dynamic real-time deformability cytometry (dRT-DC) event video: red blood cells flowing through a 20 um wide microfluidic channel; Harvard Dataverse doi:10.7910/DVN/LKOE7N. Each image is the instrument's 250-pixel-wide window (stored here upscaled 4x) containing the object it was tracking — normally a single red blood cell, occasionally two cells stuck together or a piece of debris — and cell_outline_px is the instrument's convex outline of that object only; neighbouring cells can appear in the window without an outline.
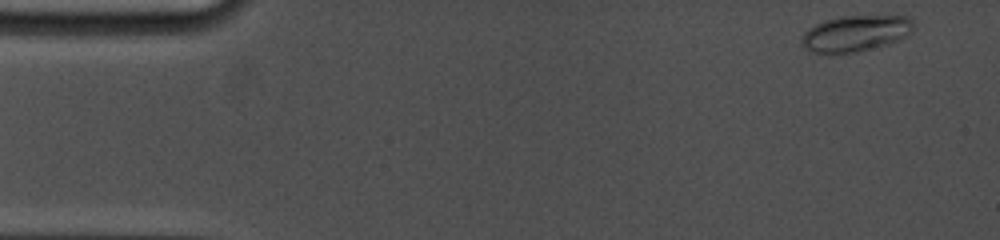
{"species": "common noctule bat (a hibernating species)", "species_latin": "Nyctalus noctula", "temperature_condition": "cold", "stored_images_in_passage": 52, "camera_frame_rate_fps": 5000, "um_per_image_px": 0.085, "animal": {"sex": "female", "body_mass_g": 19.0, "forearm_length_mm": 53.3}, "frame": {"image": 1, "passage_image": 1, "time_ms": 0.0, "image_size_px": [1000, 240], "cell_outline_px": [[916, 28], [908, 36], [888, 44], [856, 52], [812, 52], [804, 48], [800, 44], [800, 36], [808, 28], [824, 20], [836, 16], [908, 16], [912, 20]], "centroid_in_image_um": [72.73, 2.82], "position_along_channel_um": 12.3, "area_um2": 23.76}}
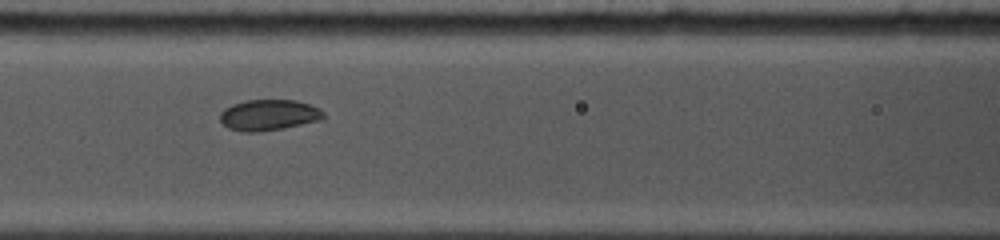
{"frame": {"image": 2, "passage_image": 21, "time_ms": 6.4, "image_size_px": [1000, 240], "cell_outline_px": [[324, 120], [284, 128], [260, 132], [244, 132], [228, 128], [220, 120], [220, 112], [224, 108], [232, 104], [244, 100], [296, 100], [320, 108], [324, 112]], "centroid_in_image_um": [22.86, 9.78], "position_along_channel_um": 143.7, "area_um2": 18.9}}
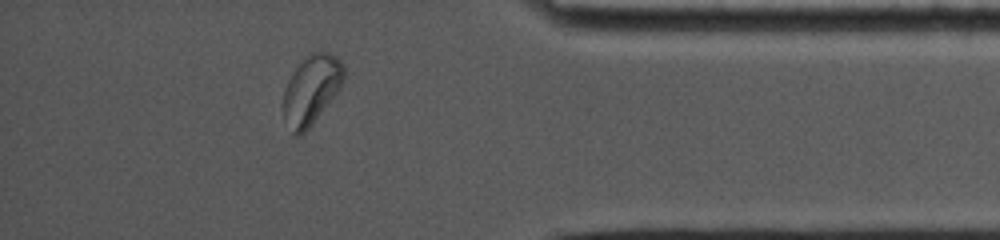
{"frame": {"image": 3, "passage_image": 46, "time_ms": 13.8, "image_size_px": [1000, 240], "cell_outline_px": [[344, 76], [340, 88], [308, 128], [300, 136], [296, 136], [292, 132], [280, 108], [280, 104], [284, 88], [288, 80], [296, 68], [312, 52], [328, 52], [336, 56], [344, 64]], "centroid_in_image_um": [26.43, 7.63], "position_along_channel_um": 408.8, "area_um2": 24.16}, "authors_computed_cell_mechanics": {"area_um2": 19.6231, "velocity_mm_per_s": 3.7656, "shape_relaxation_time_tau1_ms": 2.1778, "shape_relaxation_time_tau2_ms": null, "deformation_change_tau1": 0.0629, "deformation_change_tau2": null}}